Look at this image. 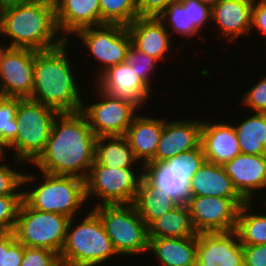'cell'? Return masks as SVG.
<instances>
[{
    "instance_id": "35",
    "label": "cell",
    "mask_w": 266,
    "mask_h": 266,
    "mask_svg": "<svg viewBox=\"0 0 266 266\" xmlns=\"http://www.w3.org/2000/svg\"><path fill=\"white\" fill-rule=\"evenodd\" d=\"M6 159L5 157H0V196L23 195L24 172L20 170L21 168L24 169L22 167L24 164L22 161L14 159L12 162H14L13 164L16 163L15 169L14 165L11 166V163L9 165V163L4 162ZM17 166H20V169Z\"/></svg>"
},
{
    "instance_id": "41",
    "label": "cell",
    "mask_w": 266,
    "mask_h": 266,
    "mask_svg": "<svg viewBox=\"0 0 266 266\" xmlns=\"http://www.w3.org/2000/svg\"><path fill=\"white\" fill-rule=\"evenodd\" d=\"M182 4H190L191 22L202 35V30L212 24V7L199 0H179ZM210 23V25H209Z\"/></svg>"
},
{
    "instance_id": "38",
    "label": "cell",
    "mask_w": 266,
    "mask_h": 266,
    "mask_svg": "<svg viewBox=\"0 0 266 266\" xmlns=\"http://www.w3.org/2000/svg\"><path fill=\"white\" fill-rule=\"evenodd\" d=\"M23 195L0 196V233L13 232Z\"/></svg>"
},
{
    "instance_id": "25",
    "label": "cell",
    "mask_w": 266,
    "mask_h": 266,
    "mask_svg": "<svg viewBox=\"0 0 266 266\" xmlns=\"http://www.w3.org/2000/svg\"><path fill=\"white\" fill-rule=\"evenodd\" d=\"M94 164H101L108 168H143L135 158L125 136L97 137Z\"/></svg>"
},
{
    "instance_id": "36",
    "label": "cell",
    "mask_w": 266,
    "mask_h": 266,
    "mask_svg": "<svg viewBox=\"0 0 266 266\" xmlns=\"http://www.w3.org/2000/svg\"><path fill=\"white\" fill-rule=\"evenodd\" d=\"M125 62L136 72L135 74L139 76L142 81L152 90V87L155 86L154 83L152 84V82L154 81L153 76H155V69H158L157 65L160 64L159 61L143 52H140L131 45V47L128 49Z\"/></svg>"
},
{
    "instance_id": "10",
    "label": "cell",
    "mask_w": 266,
    "mask_h": 266,
    "mask_svg": "<svg viewBox=\"0 0 266 266\" xmlns=\"http://www.w3.org/2000/svg\"><path fill=\"white\" fill-rule=\"evenodd\" d=\"M77 37L87 56L95 59V77L97 78L107 68L125 62L128 49L131 47V38L126 26L120 24H103L83 28L73 37ZM89 52V53H88ZM97 62L99 64H97ZM97 72V73H96Z\"/></svg>"
},
{
    "instance_id": "12",
    "label": "cell",
    "mask_w": 266,
    "mask_h": 266,
    "mask_svg": "<svg viewBox=\"0 0 266 266\" xmlns=\"http://www.w3.org/2000/svg\"><path fill=\"white\" fill-rule=\"evenodd\" d=\"M244 198L188 196L186 205L198 233L235 231Z\"/></svg>"
},
{
    "instance_id": "15",
    "label": "cell",
    "mask_w": 266,
    "mask_h": 266,
    "mask_svg": "<svg viewBox=\"0 0 266 266\" xmlns=\"http://www.w3.org/2000/svg\"><path fill=\"white\" fill-rule=\"evenodd\" d=\"M223 168L234 188L246 201H266V195L262 196L266 192V155L240 153L225 163ZM256 192L261 194L260 200L255 196L258 195Z\"/></svg>"
},
{
    "instance_id": "48",
    "label": "cell",
    "mask_w": 266,
    "mask_h": 266,
    "mask_svg": "<svg viewBox=\"0 0 266 266\" xmlns=\"http://www.w3.org/2000/svg\"><path fill=\"white\" fill-rule=\"evenodd\" d=\"M6 1H11V0H0V3L6 2Z\"/></svg>"
},
{
    "instance_id": "24",
    "label": "cell",
    "mask_w": 266,
    "mask_h": 266,
    "mask_svg": "<svg viewBox=\"0 0 266 266\" xmlns=\"http://www.w3.org/2000/svg\"><path fill=\"white\" fill-rule=\"evenodd\" d=\"M188 196L243 198L223 166L205 161L189 183Z\"/></svg>"
},
{
    "instance_id": "43",
    "label": "cell",
    "mask_w": 266,
    "mask_h": 266,
    "mask_svg": "<svg viewBox=\"0 0 266 266\" xmlns=\"http://www.w3.org/2000/svg\"><path fill=\"white\" fill-rule=\"evenodd\" d=\"M244 266H266V244L243 246Z\"/></svg>"
},
{
    "instance_id": "33",
    "label": "cell",
    "mask_w": 266,
    "mask_h": 266,
    "mask_svg": "<svg viewBox=\"0 0 266 266\" xmlns=\"http://www.w3.org/2000/svg\"><path fill=\"white\" fill-rule=\"evenodd\" d=\"M205 155L200 145L194 150H189L182 152L173 158L165 161L172 172H175L185 178L187 182L190 183L193 176L205 162Z\"/></svg>"
},
{
    "instance_id": "29",
    "label": "cell",
    "mask_w": 266,
    "mask_h": 266,
    "mask_svg": "<svg viewBox=\"0 0 266 266\" xmlns=\"http://www.w3.org/2000/svg\"><path fill=\"white\" fill-rule=\"evenodd\" d=\"M143 177L156 189L163 190L178 204H186L189 182L172 172L165 162H149L143 166Z\"/></svg>"
},
{
    "instance_id": "13",
    "label": "cell",
    "mask_w": 266,
    "mask_h": 266,
    "mask_svg": "<svg viewBox=\"0 0 266 266\" xmlns=\"http://www.w3.org/2000/svg\"><path fill=\"white\" fill-rule=\"evenodd\" d=\"M35 50L10 48L0 62V96L29 98L33 90Z\"/></svg>"
},
{
    "instance_id": "3",
    "label": "cell",
    "mask_w": 266,
    "mask_h": 266,
    "mask_svg": "<svg viewBox=\"0 0 266 266\" xmlns=\"http://www.w3.org/2000/svg\"><path fill=\"white\" fill-rule=\"evenodd\" d=\"M69 44L65 40L54 49L35 50L33 90L29 98L59 113L79 112L85 101L78 83L80 79L74 73L78 68L73 67L74 61L71 63L72 59L68 54Z\"/></svg>"
},
{
    "instance_id": "28",
    "label": "cell",
    "mask_w": 266,
    "mask_h": 266,
    "mask_svg": "<svg viewBox=\"0 0 266 266\" xmlns=\"http://www.w3.org/2000/svg\"><path fill=\"white\" fill-rule=\"evenodd\" d=\"M197 235L186 204H178L148 227L149 238H185Z\"/></svg>"
},
{
    "instance_id": "46",
    "label": "cell",
    "mask_w": 266,
    "mask_h": 266,
    "mask_svg": "<svg viewBox=\"0 0 266 266\" xmlns=\"http://www.w3.org/2000/svg\"><path fill=\"white\" fill-rule=\"evenodd\" d=\"M6 43H3L2 44L0 43V62H1V57L3 55V53L7 50L8 48V45Z\"/></svg>"
},
{
    "instance_id": "20",
    "label": "cell",
    "mask_w": 266,
    "mask_h": 266,
    "mask_svg": "<svg viewBox=\"0 0 266 266\" xmlns=\"http://www.w3.org/2000/svg\"><path fill=\"white\" fill-rule=\"evenodd\" d=\"M56 25L60 35L67 41L77 31L101 25L99 0H53Z\"/></svg>"
},
{
    "instance_id": "2",
    "label": "cell",
    "mask_w": 266,
    "mask_h": 266,
    "mask_svg": "<svg viewBox=\"0 0 266 266\" xmlns=\"http://www.w3.org/2000/svg\"><path fill=\"white\" fill-rule=\"evenodd\" d=\"M0 36L7 38L10 48L36 51L54 49L65 41L56 25L53 0L0 3Z\"/></svg>"
},
{
    "instance_id": "42",
    "label": "cell",
    "mask_w": 266,
    "mask_h": 266,
    "mask_svg": "<svg viewBox=\"0 0 266 266\" xmlns=\"http://www.w3.org/2000/svg\"><path fill=\"white\" fill-rule=\"evenodd\" d=\"M176 0H136L139 17H158Z\"/></svg>"
},
{
    "instance_id": "37",
    "label": "cell",
    "mask_w": 266,
    "mask_h": 266,
    "mask_svg": "<svg viewBox=\"0 0 266 266\" xmlns=\"http://www.w3.org/2000/svg\"><path fill=\"white\" fill-rule=\"evenodd\" d=\"M23 255L24 246L13 232L0 233V266H20Z\"/></svg>"
},
{
    "instance_id": "21",
    "label": "cell",
    "mask_w": 266,
    "mask_h": 266,
    "mask_svg": "<svg viewBox=\"0 0 266 266\" xmlns=\"http://www.w3.org/2000/svg\"><path fill=\"white\" fill-rule=\"evenodd\" d=\"M254 0H219L212 7V23L219 28L227 42H235L241 36L251 34L252 4Z\"/></svg>"
},
{
    "instance_id": "23",
    "label": "cell",
    "mask_w": 266,
    "mask_h": 266,
    "mask_svg": "<svg viewBox=\"0 0 266 266\" xmlns=\"http://www.w3.org/2000/svg\"><path fill=\"white\" fill-rule=\"evenodd\" d=\"M197 244L198 235L185 238H149L147 253L157 259L159 266H197Z\"/></svg>"
},
{
    "instance_id": "30",
    "label": "cell",
    "mask_w": 266,
    "mask_h": 266,
    "mask_svg": "<svg viewBox=\"0 0 266 266\" xmlns=\"http://www.w3.org/2000/svg\"><path fill=\"white\" fill-rule=\"evenodd\" d=\"M251 113L233 124L241 153L266 155V113Z\"/></svg>"
},
{
    "instance_id": "18",
    "label": "cell",
    "mask_w": 266,
    "mask_h": 266,
    "mask_svg": "<svg viewBox=\"0 0 266 266\" xmlns=\"http://www.w3.org/2000/svg\"><path fill=\"white\" fill-rule=\"evenodd\" d=\"M127 29L131 45L160 63L171 53L173 38L157 17H137Z\"/></svg>"
},
{
    "instance_id": "34",
    "label": "cell",
    "mask_w": 266,
    "mask_h": 266,
    "mask_svg": "<svg viewBox=\"0 0 266 266\" xmlns=\"http://www.w3.org/2000/svg\"><path fill=\"white\" fill-rule=\"evenodd\" d=\"M18 97L0 96V139L8 147L16 138L18 126L15 119Z\"/></svg>"
},
{
    "instance_id": "11",
    "label": "cell",
    "mask_w": 266,
    "mask_h": 266,
    "mask_svg": "<svg viewBox=\"0 0 266 266\" xmlns=\"http://www.w3.org/2000/svg\"><path fill=\"white\" fill-rule=\"evenodd\" d=\"M95 87V88H94ZM96 100L82 103L81 112L86 116L96 137L124 136L133 118L140 111L131 103L112 97L93 85ZM96 89V90H95ZM96 91V92H95Z\"/></svg>"
},
{
    "instance_id": "40",
    "label": "cell",
    "mask_w": 266,
    "mask_h": 266,
    "mask_svg": "<svg viewBox=\"0 0 266 266\" xmlns=\"http://www.w3.org/2000/svg\"><path fill=\"white\" fill-rule=\"evenodd\" d=\"M20 266H62V264L59 254L52 250L24 246Z\"/></svg>"
},
{
    "instance_id": "19",
    "label": "cell",
    "mask_w": 266,
    "mask_h": 266,
    "mask_svg": "<svg viewBox=\"0 0 266 266\" xmlns=\"http://www.w3.org/2000/svg\"><path fill=\"white\" fill-rule=\"evenodd\" d=\"M202 120L201 145L207 162L223 166L241 153L231 120Z\"/></svg>"
},
{
    "instance_id": "45",
    "label": "cell",
    "mask_w": 266,
    "mask_h": 266,
    "mask_svg": "<svg viewBox=\"0 0 266 266\" xmlns=\"http://www.w3.org/2000/svg\"><path fill=\"white\" fill-rule=\"evenodd\" d=\"M7 155V147L2 143L0 139V157H6Z\"/></svg>"
},
{
    "instance_id": "4",
    "label": "cell",
    "mask_w": 266,
    "mask_h": 266,
    "mask_svg": "<svg viewBox=\"0 0 266 266\" xmlns=\"http://www.w3.org/2000/svg\"><path fill=\"white\" fill-rule=\"evenodd\" d=\"M37 172L39 173L33 174L24 171L23 187L26 185L29 188H23V200L35 210L60 213L70 219L79 217V213L84 211L88 203L85 196V180L73 176L47 174L38 170Z\"/></svg>"
},
{
    "instance_id": "7",
    "label": "cell",
    "mask_w": 266,
    "mask_h": 266,
    "mask_svg": "<svg viewBox=\"0 0 266 266\" xmlns=\"http://www.w3.org/2000/svg\"><path fill=\"white\" fill-rule=\"evenodd\" d=\"M92 210L100 217L119 257L134 259L147 254L148 227L133 204L98 205Z\"/></svg>"
},
{
    "instance_id": "39",
    "label": "cell",
    "mask_w": 266,
    "mask_h": 266,
    "mask_svg": "<svg viewBox=\"0 0 266 266\" xmlns=\"http://www.w3.org/2000/svg\"><path fill=\"white\" fill-rule=\"evenodd\" d=\"M257 81L241 94L243 97L239 106L247 107L248 111L266 113V76H261Z\"/></svg>"
},
{
    "instance_id": "8",
    "label": "cell",
    "mask_w": 266,
    "mask_h": 266,
    "mask_svg": "<svg viewBox=\"0 0 266 266\" xmlns=\"http://www.w3.org/2000/svg\"><path fill=\"white\" fill-rule=\"evenodd\" d=\"M69 222L70 218L63 214L35 210L23 200L13 233L25 247L52 250L60 255Z\"/></svg>"
},
{
    "instance_id": "32",
    "label": "cell",
    "mask_w": 266,
    "mask_h": 266,
    "mask_svg": "<svg viewBox=\"0 0 266 266\" xmlns=\"http://www.w3.org/2000/svg\"><path fill=\"white\" fill-rule=\"evenodd\" d=\"M101 25L120 24L128 26L138 15L136 0H99Z\"/></svg>"
},
{
    "instance_id": "17",
    "label": "cell",
    "mask_w": 266,
    "mask_h": 266,
    "mask_svg": "<svg viewBox=\"0 0 266 266\" xmlns=\"http://www.w3.org/2000/svg\"><path fill=\"white\" fill-rule=\"evenodd\" d=\"M197 266H244L243 245L235 231L198 233Z\"/></svg>"
},
{
    "instance_id": "9",
    "label": "cell",
    "mask_w": 266,
    "mask_h": 266,
    "mask_svg": "<svg viewBox=\"0 0 266 266\" xmlns=\"http://www.w3.org/2000/svg\"><path fill=\"white\" fill-rule=\"evenodd\" d=\"M143 168H108L93 164L85 179L86 201L97 198L90 204L98 205L133 204L137 195ZM94 198V199H93Z\"/></svg>"
},
{
    "instance_id": "16",
    "label": "cell",
    "mask_w": 266,
    "mask_h": 266,
    "mask_svg": "<svg viewBox=\"0 0 266 266\" xmlns=\"http://www.w3.org/2000/svg\"><path fill=\"white\" fill-rule=\"evenodd\" d=\"M201 128V118L186 120L182 117L169 121L164 117L155 157L150 162H165L182 152L198 148L201 145Z\"/></svg>"
},
{
    "instance_id": "6",
    "label": "cell",
    "mask_w": 266,
    "mask_h": 266,
    "mask_svg": "<svg viewBox=\"0 0 266 266\" xmlns=\"http://www.w3.org/2000/svg\"><path fill=\"white\" fill-rule=\"evenodd\" d=\"M56 110L30 98H19L15 119L18 131L7 147L13 159L33 164L44 152L56 116ZM13 150V152H12Z\"/></svg>"
},
{
    "instance_id": "44",
    "label": "cell",
    "mask_w": 266,
    "mask_h": 266,
    "mask_svg": "<svg viewBox=\"0 0 266 266\" xmlns=\"http://www.w3.org/2000/svg\"><path fill=\"white\" fill-rule=\"evenodd\" d=\"M257 31L266 35V0H254L252 4L251 34Z\"/></svg>"
},
{
    "instance_id": "27",
    "label": "cell",
    "mask_w": 266,
    "mask_h": 266,
    "mask_svg": "<svg viewBox=\"0 0 266 266\" xmlns=\"http://www.w3.org/2000/svg\"><path fill=\"white\" fill-rule=\"evenodd\" d=\"M254 203L257 201H246L238 213L235 232L243 246L266 244V201L259 202L262 209Z\"/></svg>"
},
{
    "instance_id": "31",
    "label": "cell",
    "mask_w": 266,
    "mask_h": 266,
    "mask_svg": "<svg viewBox=\"0 0 266 266\" xmlns=\"http://www.w3.org/2000/svg\"><path fill=\"white\" fill-rule=\"evenodd\" d=\"M169 31L171 37L176 35L190 39L192 37L201 36L200 40L208 42V40L194 28L191 22L190 4H182L179 0L172 2L158 17ZM203 36V37H202ZM207 40V41H205Z\"/></svg>"
},
{
    "instance_id": "1",
    "label": "cell",
    "mask_w": 266,
    "mask_h": 266,
    "mask_svg": "<svg viewBox=\"0 0 266 266\" xmlns=\"http://www.w3.org/2000/svg\"><path fill=\"white\" fill-rule=\"evenodd\" d=\"M96 135L81 112L59 113L44 152L31 166L59 176L85 180L95 162Z\"/></svg>"
},
{
    "instance_id": "47",
    "label": "cell",
    "mask_w": 266,
    "mask_h": 266,
    "mask_svg": "<svg viewBox=\"0 0 266 266\" xmlns=\"http://www.w3.org/2000/svg\"><path fill=\"white\" fill-rule=\"evenodd\" d=\"M199 1L213 7L219 0H199Z\"/></svg>"
},
{
    "instance_id": "5",
    "label": "cell",
    "mask_w": 266,
    "mask_h": 266,
    "mask_svg": "<svg viewBox=\"0 0 266 266\" xmlns=\"http://www.w3.org/2000/svg\"><path fill=\"white\" fill-rule=\"evenodd\" d=\"M87 211L80 222L76 217L70 219L59 255L62 266H106L105 261L117 259L100 217L91 208Z\"/></svg>"
},
{
    "instance_id": "14",
    "label": "cell",
    "mask_w": 266,
    "mask_h": 266,
    "mask_svg": "<svg viewBox=\"0 0 266 266\" xmlns=\"http://www.w3.org/2000/svg\"><path fill=\"white\" fill-rule=\"evenodd\" d=\"M135 73L126 62H122L107 68L92 82L101 91L131 103L142 113L141 108L145 109L144 106L150 102L153 90Z\"/></svg>"
},
{
    "instance_id": "26",
    "label": "cell",
    "mask_w": 266,
    "mask_h": 266,
    "mask_svg": "<svg viewBox=\"0 0 266 266\" xmlns=\"http://www.w3.org/2000/svg\"><path fill=\"white\" fill-rule=\"evenodd\" d=\"M147 227L155 220L171 211L178 203L161 189H156L144 177L138 184L133 203Z\"/></svg>"
},
{
    "instance_id": "22",
    "label": "cell",
    "mask_w": 266,
    "mask_h": 266,
    "mask_svg": "<svg viewBox=\"0 0 266 266\" xmlns=\"http://www.w3.org/2000/svg\"><path fill=\"white\" fill-rule=\"evenodd\" d=\"M164 126V117H152L137 114L124 135L135 158L142 166L149 163L154 157Z\"/></svg>"
}]
</instances>
